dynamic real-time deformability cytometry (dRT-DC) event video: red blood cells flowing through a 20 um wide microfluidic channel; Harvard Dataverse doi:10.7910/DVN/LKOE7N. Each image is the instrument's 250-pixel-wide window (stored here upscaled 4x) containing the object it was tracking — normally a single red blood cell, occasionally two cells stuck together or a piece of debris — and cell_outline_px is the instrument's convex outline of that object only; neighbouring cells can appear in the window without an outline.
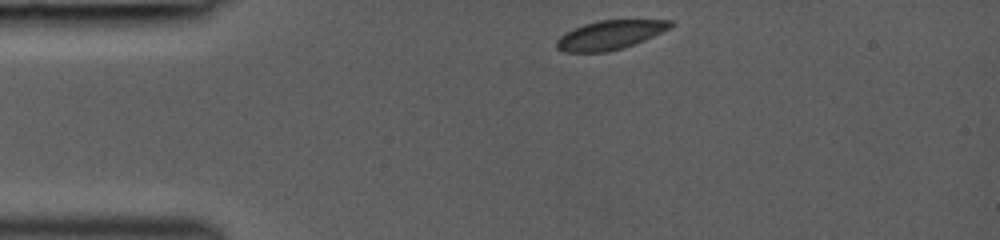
{"species": "common noctule bat (a hibernating species)", "species_latin": "Nyctalus noctula", "temperature_condition": "room temperature", "stored_images_in_passage": 26, "camera_frame_rate_fps": 3000, "um_per_image_px": 0.085, "animal": {"sex": "female", "body_mass_g": 19.0, "forearm_length_mm": 53.3}, "frame": {"image": 1, "passage_image": 1, "time_ms": 0.0, "image_size_px": [1000, 240], "cell_outline_px": [[672, 28], [644, 40], [624, 48], [604, 52], [564, 52], [556, 48], [556, 40], [560, 36], [584, 24], [600, 20], [672, 20]], "centroid_in_image_um": [51.86, 2.98], "position_along_channel_um": 33.1, "area_um2": 19.13}}
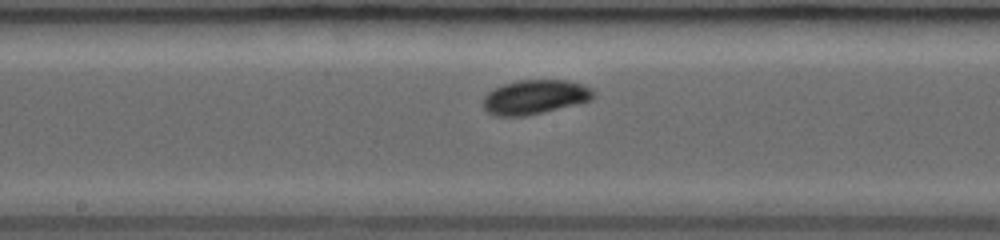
{"frame": {"image": 2, "passage_image": 15, "time_ms": 5.0, "image_size_px": [1000, 240], "cell_outline_px": [[592, 100], [576, 104], [524, 116], [496, 116], [488, 112], [484, 108], [484, 96], [492, 88], [516, 80], [568, 80], [592, 88]], "centroid_in_image_um": [45.43, 8.24], "position_along_channel_um": 202.8, "area_um2": 21.85}}
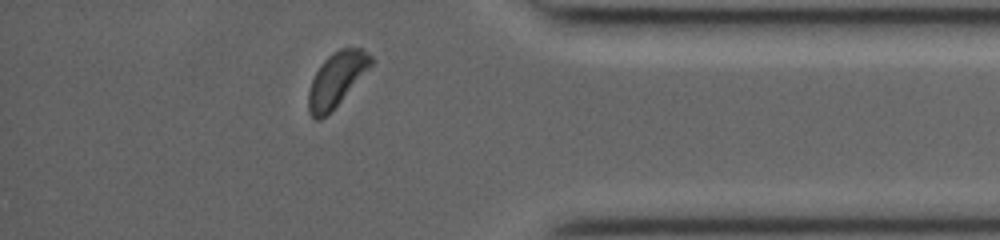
{"frame": {"image": 3, "passage_image": 26, "time_ms": 10.0, "image_size_px": [1000, 240], "cell_outline_px": [[376, 60], [332, 112], [320, 120], [316, 120], [308, 112], [308, 92], [312, 80], [320, 64], [332, 52], [340, 48], [360, 48], [368, 52]], "centroid_in_image_um": [28.61, 6.76], "position_along_channel_um": 406.6, "area_um2": 19.94}}